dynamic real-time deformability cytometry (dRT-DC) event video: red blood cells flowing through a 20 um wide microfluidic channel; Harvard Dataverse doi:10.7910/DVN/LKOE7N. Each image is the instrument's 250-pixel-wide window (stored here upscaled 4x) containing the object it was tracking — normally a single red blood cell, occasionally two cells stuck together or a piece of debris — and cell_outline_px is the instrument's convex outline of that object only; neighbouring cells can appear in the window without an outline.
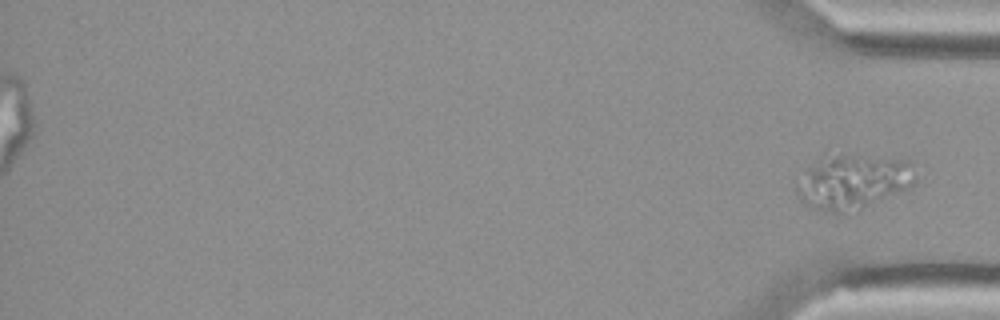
{"species": "Egyptian fruit bat (a non-hibernating species)", "species_latin": "Rousettus aegyptiacus", "temperature_condition": "cold", "stored_images_in_passage": 46, "segment_of_instrument_passage": [2, 2], "camera_frame_rate_fps": 3000, "um_per_image_px": 0.085, "animal": {"sex": "female"}, "frame": {"image": 1, "passage_image": 46, "time_ms": 15.0, "image_size_px": [1000, 320], "cell_outline_px": [[916, 180], [908, 188], [860, 212], [840, 216], [836, 216], [812, 208], [804, 204], [800, 200], [796, 192], [796, 184], [820, 152], [844, 152], [904, 156], [912, 160], [916, 176]], "centroid_in_image_um": [72.54, 15.4], "position_along_channel_um": 362.7, "area_um2": 41.1}}